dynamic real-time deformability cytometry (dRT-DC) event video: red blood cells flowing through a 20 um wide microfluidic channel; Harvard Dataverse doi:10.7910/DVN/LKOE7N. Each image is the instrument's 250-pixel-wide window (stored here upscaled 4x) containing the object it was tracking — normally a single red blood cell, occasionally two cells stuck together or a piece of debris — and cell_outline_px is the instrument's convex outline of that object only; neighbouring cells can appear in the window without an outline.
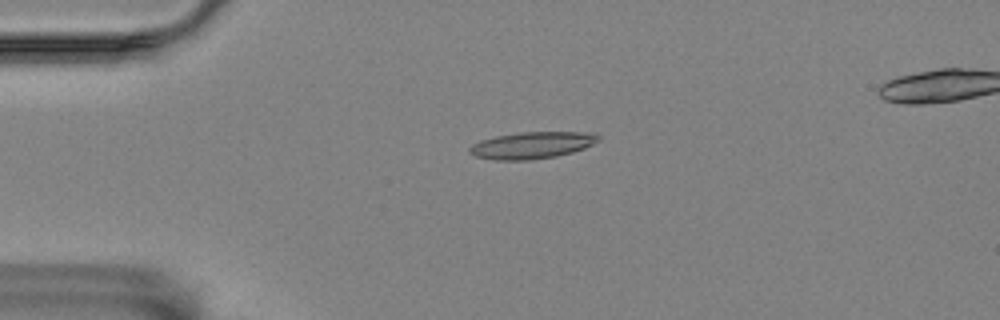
{"species": "Egyptian fruit bat (a non-hibernating species)", "species_latin": "Rousettus aegyptiacus", "temperature_condition": "room temperature", "stored_images_in_passage": 6, "camera_frame_rate_fps": 3000, "um_per_image_px": 0.085, "animal": {"sex": "female"}, "frame": {"image": 1, "passage_image": 4, "time_ms": 4.333, "image_size_px": [1000, 320], "cell_outline_px": [[600, 140], [584, 148], [572, 152], [556, 156], [528, 160], [496, 160], [476, 156], [468, 152], [468, 148], [472, 144], [480, 140], [496, 136], [520, 132], [596, 132], [600, 136]], "centroid_in_image_um": [45.23, 12.33], "position_along_channel_um": 39.8, "area_um2": 20.17}}
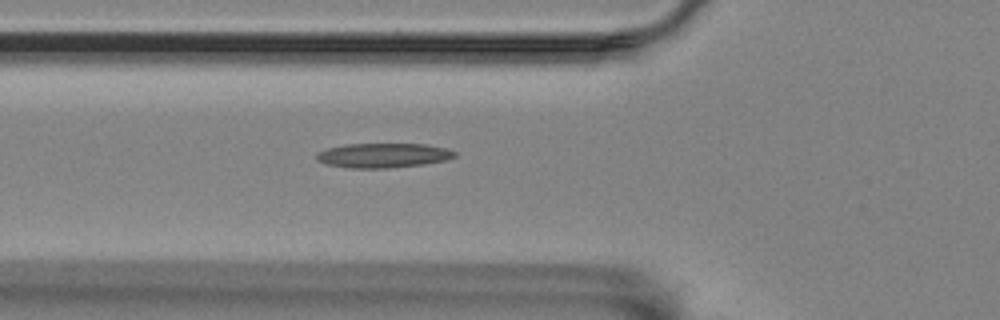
{"frame": {"image": 2, "passage_image": 6, "time_ms": 6.667, "image_size_px": [1000, 320], "cell_outline_px": [[456, 156], [444, 160], [424, 164], [388, 168], [348, 168], [324, 164], [316, 160], [316, 152], [328, 148], [344, 144], [424, 144], [448, 148], [456, 152]], "centroid_in_image_um": [32.53, 13.21], "position_along_channel_um": 93.3, "area_um2": 19.88}}